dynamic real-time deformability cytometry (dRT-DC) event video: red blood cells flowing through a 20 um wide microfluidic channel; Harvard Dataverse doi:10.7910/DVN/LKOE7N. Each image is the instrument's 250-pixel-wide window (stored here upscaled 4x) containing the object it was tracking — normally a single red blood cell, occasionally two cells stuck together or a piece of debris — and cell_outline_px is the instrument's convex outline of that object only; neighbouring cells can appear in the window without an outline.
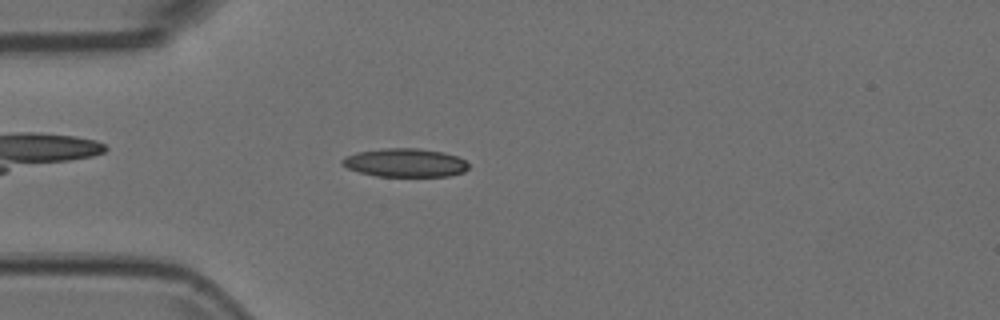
{"species": "Egyptian fruit bat (a non-hibernating species)", "species_latin": "Rousettus aegyptiacus", "temperature_condition": "room temperature", "stored_images_in_passage": 47, "camera_frame_rate_fps": 3000, "um_per_image_px": 0.085, "animal": {"sex": "female"}, "frame": {"image": 1, "passage_image": 8, "time_ms": 2.333, "image_size_px": [1000, 320], "cell_outline_px": [[468, 168], [464, 172], [448, 176], [376, 176], [360, 172], [348, 168], [340, 164], [340, 160], [344, 156], [356, 152], [384, 148], [416, 148], [444, 152], [456, 156], [464, 160], [468, 164]], "centroid_in_image_um": [34.4, 13.82], "position_along_channel_um": 50.6, "area_um2": 21.04}}
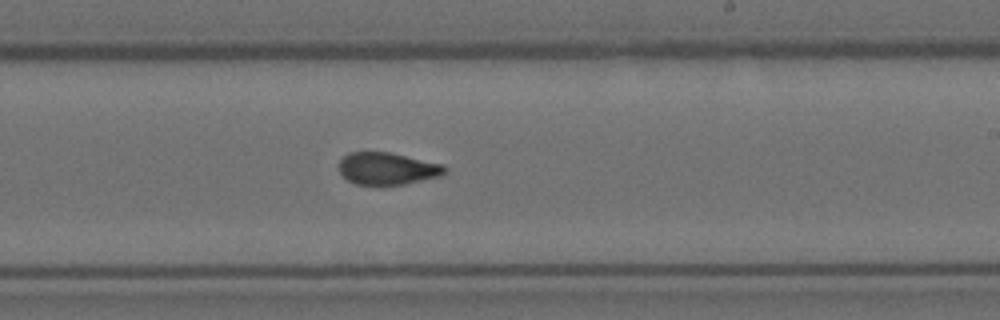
{"frame": {"image": 2, "passage_image": 25, "time_ms": 8.0, "image_size_px": [1000, 320], "cell_outline_px": [[448, 168], [440, 176], [404, 184], [384, 188], [356, 184], [348, 180], [340, 172], [340, 160], [348, 152], [388, 152], [444, 164]], "centroid_in_image_um": [32.92, 14.36], "position_along_channel_um": 256.1, "area_um2": 20.29}}
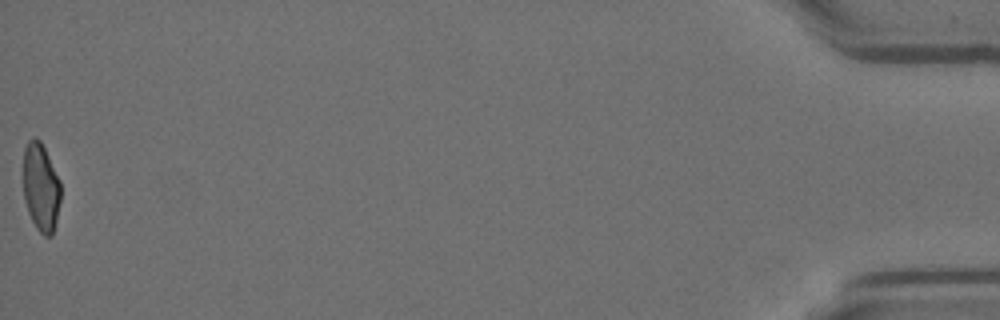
{"frame": {"image": 3, "passage_image": 47, "time_ms": 15.333, "image_size_px": [1000, 320], "cell_outline_px": [[60, 200], [56, 220], [52, 236], [44, 236], [36, 228], [28, 212], [24, 200], [24, 148], [28, 140], [32, 136], [36, 136], [40, 140], [60, 180]], "centroid_in_image_um": [3.47, 15.9], "position_along_channel_um": 431.7, "area_um2": 19.19}}